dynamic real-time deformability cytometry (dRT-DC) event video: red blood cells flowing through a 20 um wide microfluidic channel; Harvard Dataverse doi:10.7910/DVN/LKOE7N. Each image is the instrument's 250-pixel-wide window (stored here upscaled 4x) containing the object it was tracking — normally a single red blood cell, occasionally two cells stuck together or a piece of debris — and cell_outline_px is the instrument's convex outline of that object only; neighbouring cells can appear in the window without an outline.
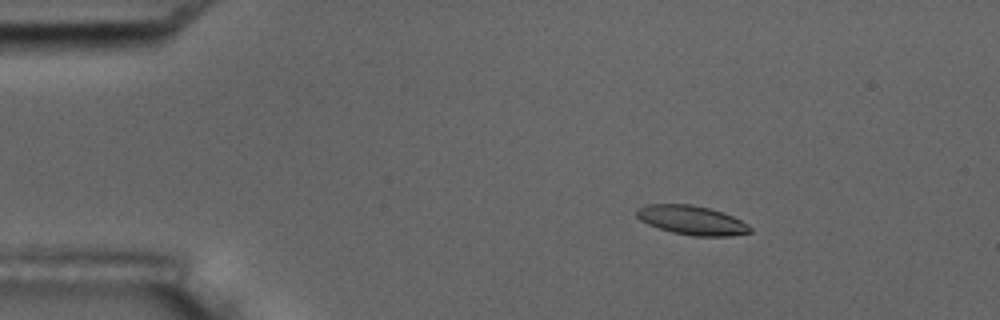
{"species": "common noctule bat (a hibernating species)", "species_latin": "Nyctalus noctula", "temperature_condition": "room temperature", "stored_images_in_passage": 5, "camera_frame_rate_fps": 3000, "um_per_image_px": 0.085, "animal": {"sex": "male", "body_mass_g": 17.5, "forearm_length_mm": 52.3}, "frame": {"image": 1, "passage_image": 2, "time_ms": 1.0, "image_size_px": [1000, 320], "cell_outline_px": [[752, 232], [732, 236], [692, 236], [672, 232], [648, 224], [640, 220], [636, 216], [636, 208], [648, 204], [692, 204], [708, 208], [732, 216], [748, 224], [752, 228]], "centroid_in_image_um": [58.8, 18.72], "position_along_channel_um": 26.2, "area_um2": 19.25}}